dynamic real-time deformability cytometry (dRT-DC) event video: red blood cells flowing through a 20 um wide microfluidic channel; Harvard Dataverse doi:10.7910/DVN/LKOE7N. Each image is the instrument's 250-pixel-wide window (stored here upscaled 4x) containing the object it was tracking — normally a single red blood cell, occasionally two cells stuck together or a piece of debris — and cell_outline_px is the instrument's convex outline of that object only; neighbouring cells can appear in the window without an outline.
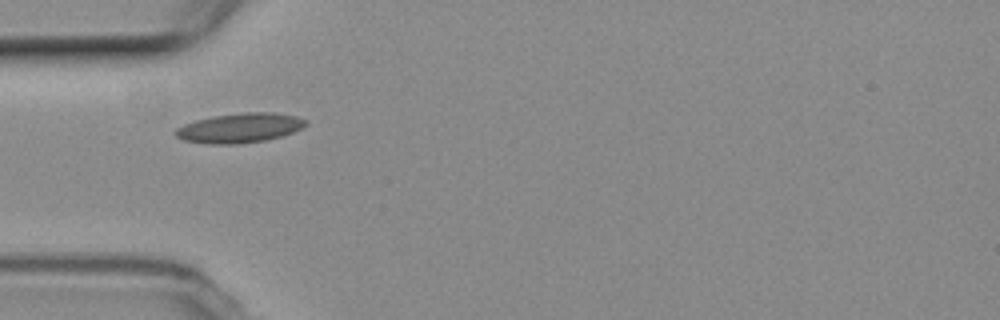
{"species": "common noctule bat (a hibernating species)", "species_latin": "Nyctalus noctula", "temperature_condition": "room temperature", "stored_images_in_passage": 4, "camera_frame_rate_fps": 3000, "um_per_image_px": 0.085, "animal": {"sex": "female", "body_mass_g": 19.3, "forearm_length_mm": 54.1}, "frame": {"image": 1, "passage_image": 1, "time_ms": 0.0, "image_size_px": [1000, 320], "cell_outline_px": [[308, 124], [304, 128], [280, 136], [264, 140], [236, 144], [212, 144], [184, 140], [176, 136], [172, 132], [176, 128], [184, 124], [196, 120], [216, 116], [244, 112], [272, 112], [296, 116], [308, 120]], "centroid_in_image_um": [20.4, 10.87], "position_along_channel_um": 64.6, "area_um2": 22.37}}
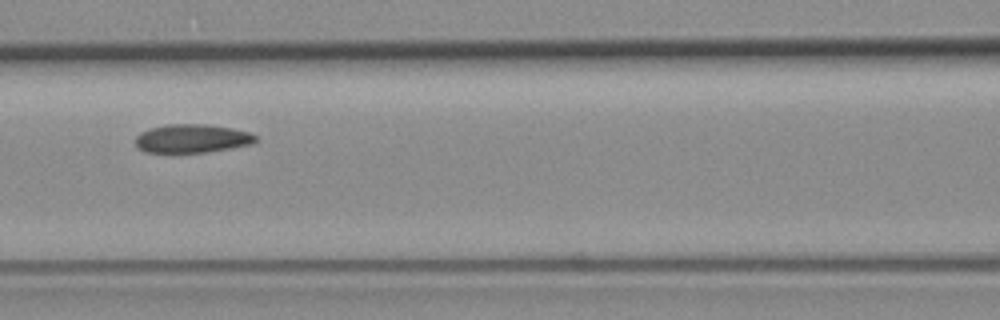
{"frame": {"image": 2, "passage_image": 3, "time_ms": 2.333, "image_size_px": [1000, 320], "cell_outline_px": [[260, 140], [252, 144], [232, 148], [204, 152], [172, 156], [144, 152], [136, 148], [136, 136], [140, 132], [152, 128], [168, 124], [204, 124], [232, 128], [248, 132], [256, 136]], "centroid_in_image_um": [16.27, 11.83], "position_along_channel_um": 150.3, "area_um2": 20.87}}
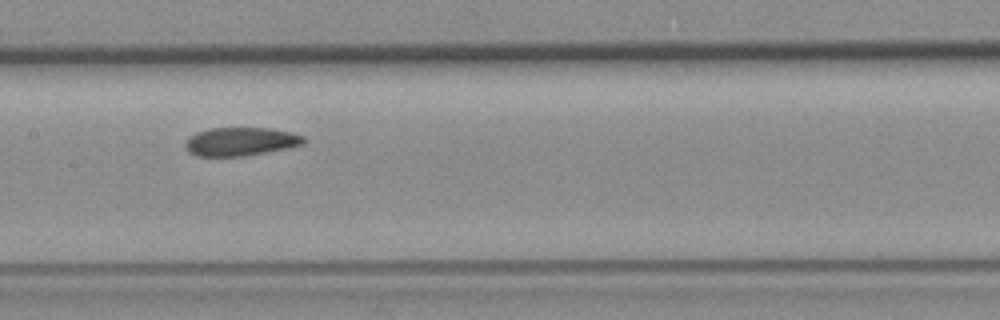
{"frame": {"image": 3, "passage_image": 4, "time_ms": 3.333, "image_size_px": [1000, 320], "cell_outline_px": [[304, 144], [244, 156], [196, 156], [188, 152], [184, 144], [188, 136], [196, 132], [208, 128], [272, 128], [292, 132], [304, 136]], "centroid_in_image_um": [20.4, 12.02], "position_along_channel_um": 187.0, "area_um2": 19.65}}